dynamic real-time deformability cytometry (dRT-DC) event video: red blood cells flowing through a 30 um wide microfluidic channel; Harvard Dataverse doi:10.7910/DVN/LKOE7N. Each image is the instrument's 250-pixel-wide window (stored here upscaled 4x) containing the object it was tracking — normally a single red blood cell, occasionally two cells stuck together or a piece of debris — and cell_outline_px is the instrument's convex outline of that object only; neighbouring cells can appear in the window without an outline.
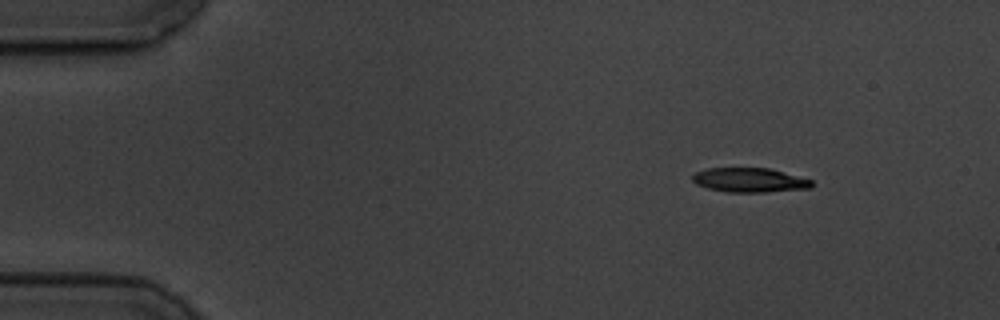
{"species": "common noctule bat (a hibernating species)", "species_latin": "Nyctalus noctula", "temperature_condition": "cold", "stored_images_in_passage": 6, "camera_frame_rate_fps": 3000, "um_per_image_px": 0.085, "animal": {"sex": "male", "body_mass_g": 19.5, "forearm_length_mm": 54.6}, "frame": {"image": 1, "passage_image": 1, "time_ms": 0.0, "image_size_px": [1000, 320], "cell_outline_px": [[812, 188], [764, 192], [728, 192], [708, 188], [696, 184], [692, 180], [692, 176], [696, 172], [708, 168], [768, 168], [812, 180]], "centroid_in_image_um": [63.7, 15.31], "position_along_channel_um": 21.3, "area_um2": 16.76}}
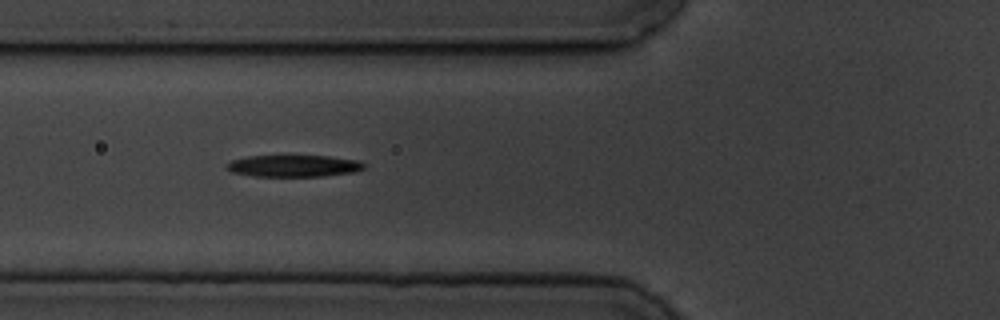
{"frame": {"image": 2, "passage_image": 5, "time_ms": 4.667, "image_size_px": [1000, 320], "cell_outline_px": [[368, 164], [364, 168], [356, 172], [324, 176], [252, 176], [232, 172], [224, 168], [224, 164], [232, 160], [248, 156], [328, 156], [356, 160]], "centroid_in_image_um": [24.95, 14.1], "position_along_channel_um": 100.8, "area_um2": 17.57}}
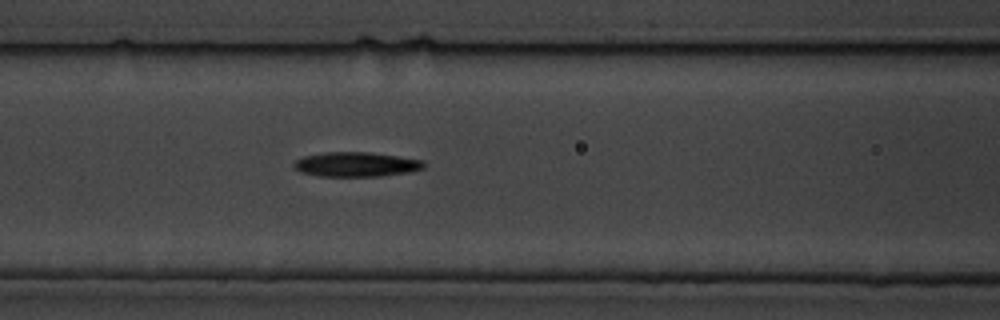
{"frame": {"image": 3, "passage_image": 6, "time_ms": 5.667, "image_size_px": [1000, 320], "cell_outline_px": [[428, 164], [424, 168], [408, 172], [380, 176], [320, 176], [300, 172], [292, 164], [296, 160], [304, 156], [324, 152], [368, 152], [424, 160]], "centroid_in_image_um": [30.29, 13.97], "position_along_channel_um": 136.3, "area_um2": 18.61}}